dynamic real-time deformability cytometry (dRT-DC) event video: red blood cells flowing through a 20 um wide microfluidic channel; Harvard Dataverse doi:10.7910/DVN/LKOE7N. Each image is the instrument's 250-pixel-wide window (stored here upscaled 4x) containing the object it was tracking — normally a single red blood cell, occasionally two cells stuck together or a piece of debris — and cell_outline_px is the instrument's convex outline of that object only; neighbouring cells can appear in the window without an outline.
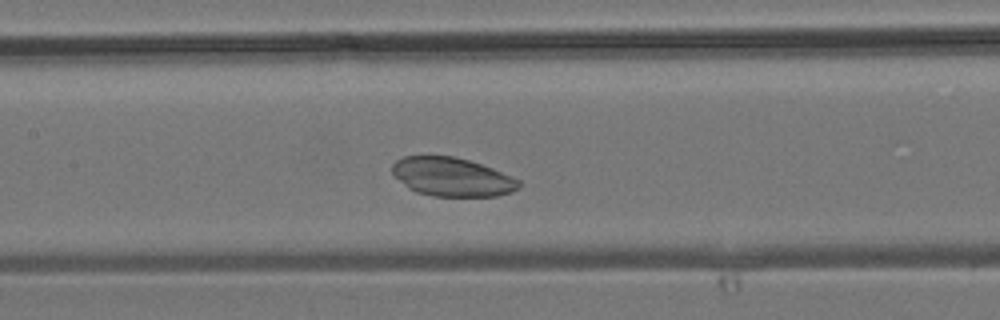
{"species": "common noctule bat (a hibernating species)", "species_latin": "Nyctalus noctula", "temperature_condition": "room temperature", "stored_images_in_passage": 35, "camera_frame_rate_fps": 3000, "um_per_image_px": 0.085, "animal": {"sex": "male", "body_mass_g": 19.2, "forearm_length_mm": 51.8}, "frame": {"image": 1, "passage_image": 11, "time_ms": 3.333, "image_size_px": [1000, 320], "cell_outline_px": [[520, 184], [512, 192], [496, 196], [432, 196], [416, 192], [408, 188], [392, 172], [392, 164], [396, 160], [404, 156], [452, 156], [468, 160], [492, 168], [520, 180]], "centroid_in_image_um": [38.41, 15.04], "position_along_channel_um": 169.0, "area_um2": 28.32}}
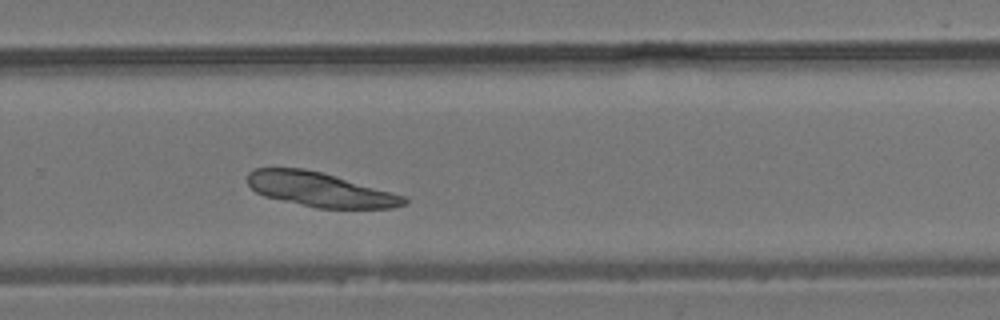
{"frame": {"image": 2, "passage_image": 20, "time_ms": 6.333, "image_size_px": [1000, 320], "cell_outline_px": [[408, 204], [392, 208], [316, 208], [264, 196], [256, 192], [248, 184], [248, 172], [252, 168], [304, 168], [336, 176], [404, 196], [408, 200]], "centroid_in_image_um": [27.18, 16.11], "position_along_channel_um": 302.6, "area_um2": 31.1}}
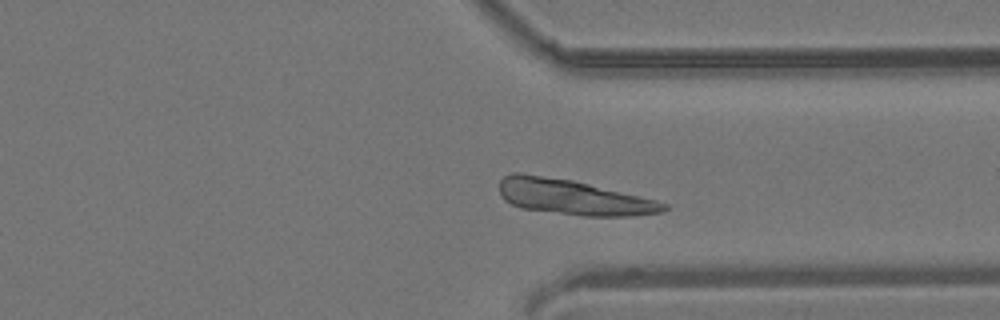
{"frame": {"image": 3, "passage_image": 24, "time_ms": 7.667, "image_size_px": [1000, 320], "cell_outline_px": [[668, 208], [664, 212], [632, 216], [584, 216], [520, 208], [504, 200], [500, 192], [500, 180], [504, 176], [512, 172], [520, 172], [572, 180], [656, 200], [668, 204]], "centroid_in_image_um": [48.71, 16.76], "position_along_channel_um": 362.7, "area_um2": 33.64}}